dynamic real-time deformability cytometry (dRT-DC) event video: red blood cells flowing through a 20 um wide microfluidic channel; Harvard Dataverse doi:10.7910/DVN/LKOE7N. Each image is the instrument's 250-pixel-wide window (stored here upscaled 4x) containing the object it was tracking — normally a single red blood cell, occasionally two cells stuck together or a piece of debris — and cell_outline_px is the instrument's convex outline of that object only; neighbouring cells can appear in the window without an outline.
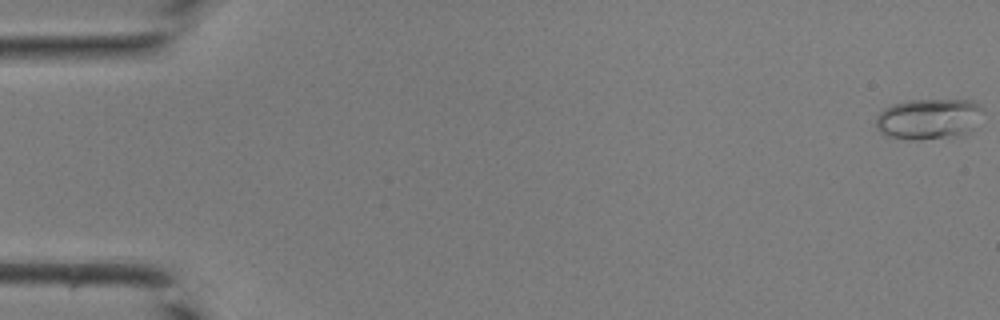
{"species": "common noctule bat (a hibernating species)", "species_latin": "Nyctalus noctula", "temperature_condition": "room temperature", "stored_images_in_passage": 43, "camera_frame_rate_fps": 3000, "um_per_image_px": 0.085, "animal": {"sex": "male", "body_mass_g": 19.0, "forearm_length_mm": 50.8}, "frame": {"image": 1, "passage_image": 1, "time_ms": 0.0, "image_size_px": [1000, 320], "cell_outline_px": [[984, 108], [972, 128], [968, 132], [956, 136], [920, 140], [912, 140], [884, 136], [876, 128], [876, 116], [884, 108], [892, 104], [908, 100], [972, 100], [980, 104]], "centroid_in_image_um": [78.89, 10.11], "position_along_channel_um": 6.1, "area_um2": 25.55}}
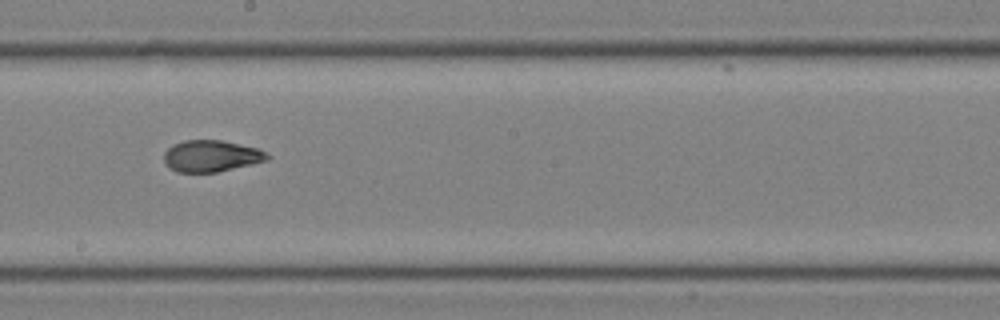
{"frame": {"image": 2, "passage_image": 25, "time_ms": 8.0, "image_size_px": [1000, 320], "cell_outline_px": [[272, 156], [268, 160], [252, 164], [216, 172], [176, 172], [168, 168], [164, 164], [164, 152], [172, 144], [184, 140], [220, 140], [256, 148]], "centroid_in_image_um": [17.9, 13.27], "position_along_channel_um": 230.3, "area_um2": 19.02}}
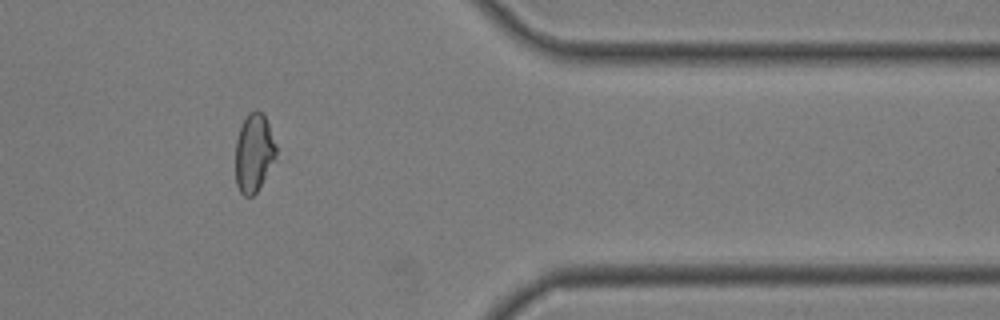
{"frame": {"image": 3, "passage_image": 36, "time_ms": 11.667, "image_size_px": [1000, 320], "cell_outline_px": [[276, 156], [256, 192], [252, 196], [244, 196], [240, 192], [236, 184], [236, 140], [240, 128], [248, 112], [256, 108], [264, 112], [276, 144]], "centroid_in_image_um": [21.58, 12.93], "position_along_channel_um": 389.8, "area_um2": 18.5}}